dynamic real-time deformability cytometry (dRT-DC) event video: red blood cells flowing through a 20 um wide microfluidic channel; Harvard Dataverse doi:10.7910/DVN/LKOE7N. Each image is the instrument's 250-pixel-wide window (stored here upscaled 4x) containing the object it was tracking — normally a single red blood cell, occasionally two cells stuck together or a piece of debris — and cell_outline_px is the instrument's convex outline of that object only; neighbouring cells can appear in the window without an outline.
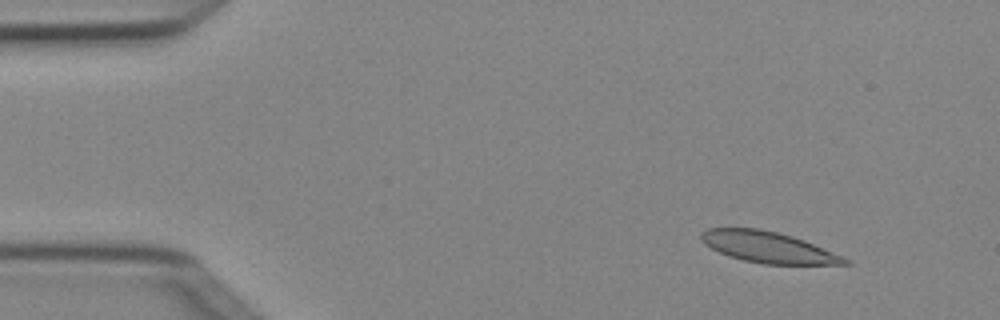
{"species": "Egyptian fruit bat (a non-hibernating species)", "species_latin": "Rousettus aegyptiacus", "temperature_condition": "cold", "stored_images_in_passage": 5, "camera_frame_rate_fps": 3000, "um_per_image_px": 0.085, "animal": {"sex": "female"}, "frame": {"image": 1, "passage_image": 1, "time_ms": 0.0, "image_size_px": [1000, 320], "cell_outline_px": [[852, 264], [764, 264], [744, 260], [728, 256], [704, 244], [700, 240], [700, 232], [708, 228], [760, 228], [792, 236], [804, 240], [852, 260]], "centroid_in_image_um": [65.28, 21.01], "position_along_channel_um": 19.7, "area_um2": 25.95}}
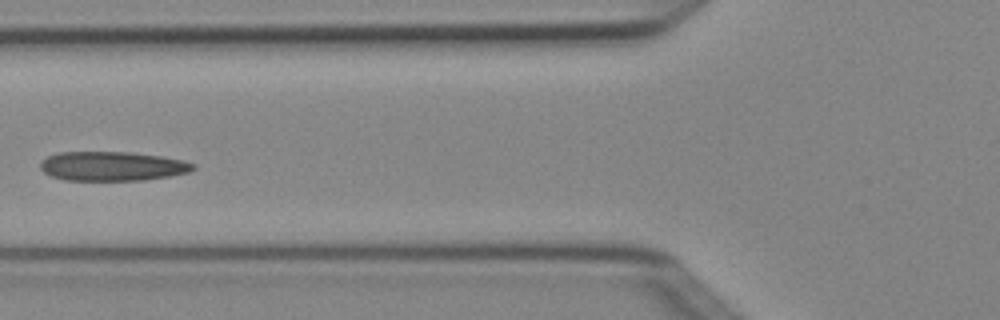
{"frame": {"image": 2, "passage_image": 4, "time_ms": 1.0, "image_size_px": [1000, 320], "cell_outline_px": [[196, 168], [188, 172], [168, 176], [144, 180], [64, 180], [52, 176], [44, 172], [40, 168], [40, 160], [48, 156], [60, 152], [132, 152], [160, 156], [184, 160], [196, 164]], "centroid_in_image_um": [9.54, 14.12], "position_along_channel_um": 116.3, "area_um2": 26.13}}
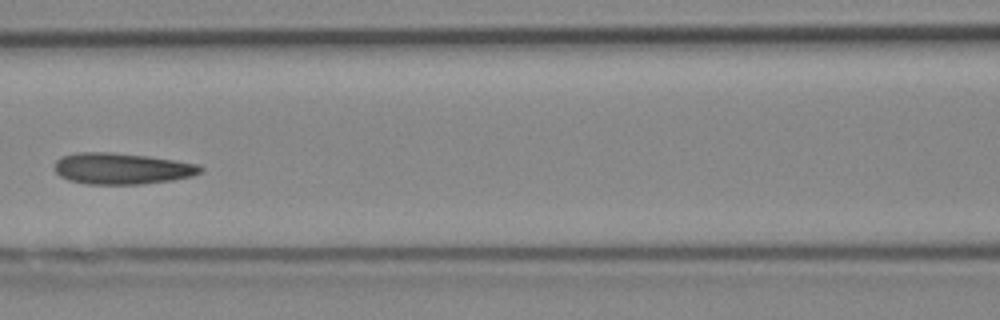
{"frame": {"image": 3, "passage_image": 5, "time_ms": 1.333, "image_size_px": [1000, 320], "cell_outline_px": [[204, 168], [200, 172], [192, 176], [172, 180], [140, 184], [88, 184], [68, 180], [60, 176], [56, 172], [56, 160], [64, 156], [76, 152], [112, 152], [148, 156], [200, 164]], "centroid_in_image_um": [10.38, 14.32], "position_along_channel_um": 156.2, "area_um2": 26.53}}